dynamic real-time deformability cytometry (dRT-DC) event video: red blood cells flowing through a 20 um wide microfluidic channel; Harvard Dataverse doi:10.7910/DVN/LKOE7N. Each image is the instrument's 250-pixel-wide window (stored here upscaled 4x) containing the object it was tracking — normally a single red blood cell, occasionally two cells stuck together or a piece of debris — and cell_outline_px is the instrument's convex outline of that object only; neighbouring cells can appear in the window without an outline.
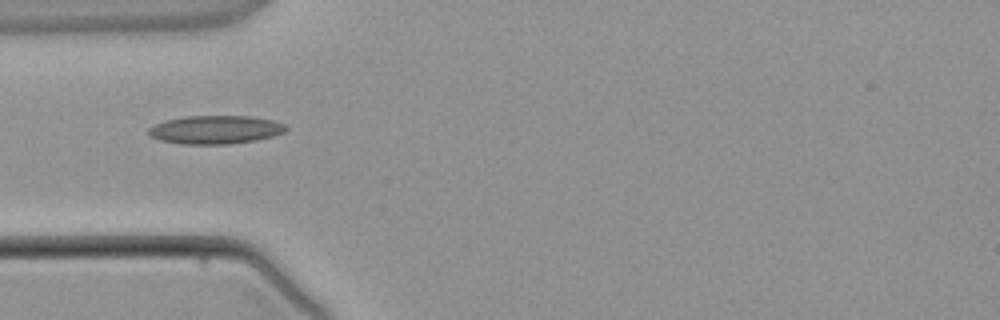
{"species": "common noctule bat (a hibernating species)", "species_latin": "Nyctalus noctula", "temperature_condition": "warm", "stored_images_in_passage": 4, "camera_frame_rate_fps": 3000, "um_per_image_px": 0.085, "animal": {"sex": "male", "body_mass_g": 21.5, "forearm_length_mm": 52.0}, "frame": {"image": 1, "passage_image": 4, "time_ms": 3.667, "image_size_px": [1000, 320], "cell_outline_px": [[288, 128], [284, 132], [272, 136], [256, 140], [228, 144], [180, 144], [160, 140], [152, 136], [148, 132], [148, 128], [164, 120], [184, 116], [252, 116], [272, 120], [284, 124]], "centroid_in_image_um": [18.3, 11.02], "position_along_channel_um": 66.7, "area_um2": 22.72}}